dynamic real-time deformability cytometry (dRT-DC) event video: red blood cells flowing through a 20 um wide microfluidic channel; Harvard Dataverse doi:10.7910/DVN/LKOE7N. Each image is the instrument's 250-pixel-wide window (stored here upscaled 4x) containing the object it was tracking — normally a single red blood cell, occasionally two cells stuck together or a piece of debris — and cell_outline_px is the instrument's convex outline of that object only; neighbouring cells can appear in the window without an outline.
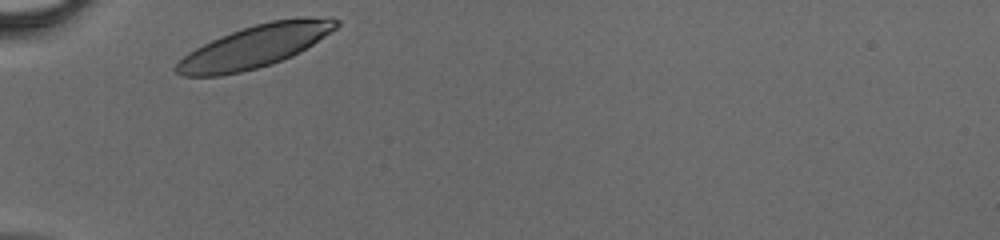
{"species": "human", "species_latin": "Homo sapiens", "temperature_condition": "cold", "stored_images_in_passage": 25, "camera_frame_rate_fps": 3000, "um_per_image_px": 0.085, "donor": {"sex": "male"}, "frame": {"image": 1, "passage_image": 1, "time_ms": 0.0, "image_size_px": [1000, 240], "cell_outline_px": [[340, 24], [336, 28], [300, 52], [292, 56], [272, 64], [240, 72], [220, 76], [184, 76], [176, 72], [172, 68], [188, 52], [220, 36], [256, 24], [272, 20], [304, 16], [332, 16], [340, 20]], "centroid_in_image_um": [21.71, 3.92], "position_along_channel_um": 63.3, "area_um2": 39.54}}
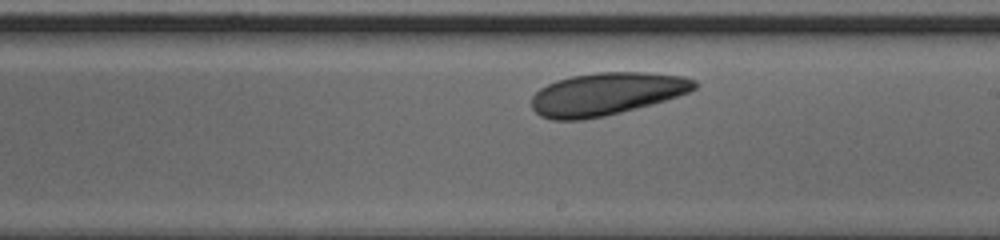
{"frame": {"image": 2, "passage_image": 14, "time_ms": 4.333, "image_size_px": [1000, 240], "cell_outline_px": [[700, 84], [696, 88], [688, 92], [652, 104], [604, 116], [584, 120], [552, 120], [540, 116], [532, 108], [532, 96], [540, 88], [556, 80], [572, 76], [596, 72], [648, 72], [684, 76], [696, 80]], "centroid_in_image_um": [51.55, 7.98], "position_along_channel_um": 237.5, "area_um2": 40.52}}
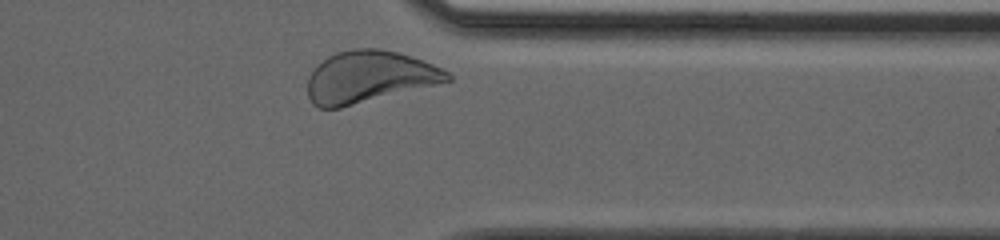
{"frame": {"image": 3, "passage_image": 24, "time_ms": 7.667, "image_size_px": [1000, 240], "cell_outline_px": [[452, 80], [340, 108], [320, 108], [312, 104], [308, 96], [308, 76], [328, 56], [336, 52], [352, 48], [376, 48], [400, 52], [432, 64], [448, 72], [452, 76]], "centroid_in_image_um": [31.36, 6.53], "position_along_channel_um": 380.0, "area_um2": 41.85}}